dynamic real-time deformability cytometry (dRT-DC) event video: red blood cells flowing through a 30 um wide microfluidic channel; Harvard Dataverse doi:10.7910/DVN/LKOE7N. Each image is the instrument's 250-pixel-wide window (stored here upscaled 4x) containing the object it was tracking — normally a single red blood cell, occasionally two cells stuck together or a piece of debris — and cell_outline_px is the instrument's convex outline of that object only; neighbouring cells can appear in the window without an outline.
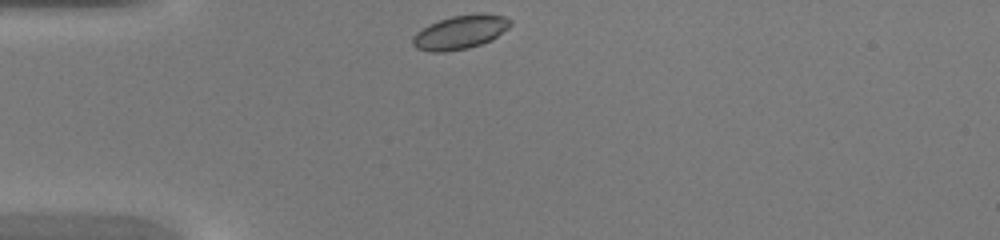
{"species": "common noctule bat (a hibernating species)", "species_latin": "Nyctalus noctula", "temperature_condition": "warm", "stored_images_in_passage": 27, "camera_frame_rate_fps": 3000, "um_per_image_px": 0.085, "animal": {"sex": "female", "body_mass_g": 20.0, "forearm_length_mm": 54.0}, "frame": {"image": 1, "passage_image": 1, "time_ms": 0.0, "image_size_px": [1000, 240], "cell_outline_px": [[512, 24], [508, 28], [492, 40], [468, 48], [444, 52], [428, 52], [416, 48], [412, 44], [412, 36], [416, 32], [440, 20], [452, 16], [476, 12], [484, 12], [504, 16], [512, 20]], "centroid_in_image_um": [39.15, 2.72], "position_along_channel_um": 45.9, "area_um2": 19.42}}
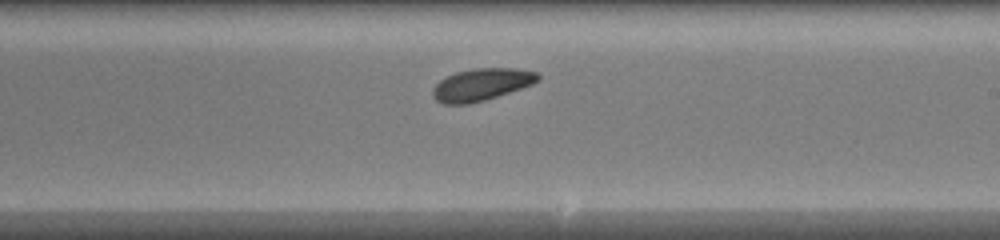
{"frame": {"image": 2, "passage_image": 16, "time_ms": 5.0, "image_size_px": [1000, 240], "cell_outline_px": [[540, 80], [532, 84], [484, 100], [468, 104], [444, 104], [436, 100], [432, 96], [432, 88], [440, 80], [456, 72], [472, 68], [516, 68], [536, 72], [540, 76]], "centroid_in_image_um": [40.9, 7.18], "position_along_channel_um": 248.1, "area_um2": 19.59}}
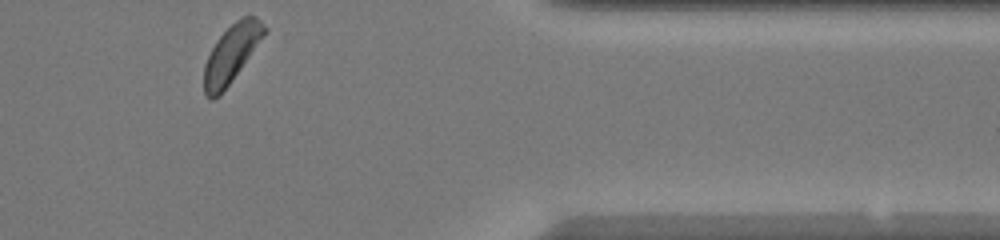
{"frame": {"image": 3, "passage_image": 27, "time_ms": 8.667, "image_size_px": [1000, 240], "cell_outline_px": [[268, 28], [240, 68], [220, 96], [212, 100], [208, 100], [204, 96], [204, 64], [216, 40], [236, 20], [244, 16], [256, 16]], "centroid_in_image_um": [19.62, 4.6], "position_along_channel_um": 391.8, "area_um2": 19.77}}